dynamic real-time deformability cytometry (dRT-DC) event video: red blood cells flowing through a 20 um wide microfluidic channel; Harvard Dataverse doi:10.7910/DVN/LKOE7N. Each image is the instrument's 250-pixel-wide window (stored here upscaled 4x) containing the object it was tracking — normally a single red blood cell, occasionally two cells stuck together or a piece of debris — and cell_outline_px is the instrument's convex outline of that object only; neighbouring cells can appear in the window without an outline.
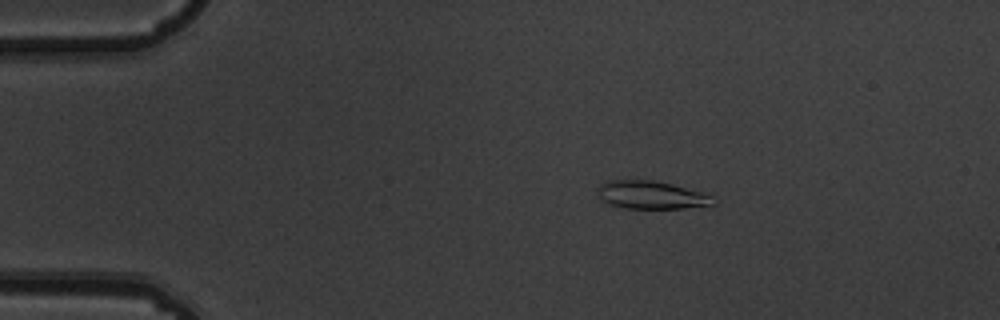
{"species": "common noctule bat (a hibernating species)", "species_latin": "Nyctalus noctula", "temperature_condition": "warm", "stored_images_in_passage": 9, "camera_frame_rate_fps": 3000, "um_per_image_px": 0.085, "animal": {"sex": "male", "body_mass_g": 19.5, "forearm_length_mm": 54.6}, "frame": {"image": 1, "passage_image": 3, "time_ms": 0.667, "image_size_px": [1000, 320], "cell_outline_px": [[720, 200], [716, 204], [684, 208], [624, 208], [600, 200], [596, 196], [596, 188], [600, 184], [608, 180], [652, 180], [672, 184], [704, 192]], "centroid_in_image_um": [55.37, 16.57], "position_along_channel_um": 29.6, "area_um2": 19.19}}
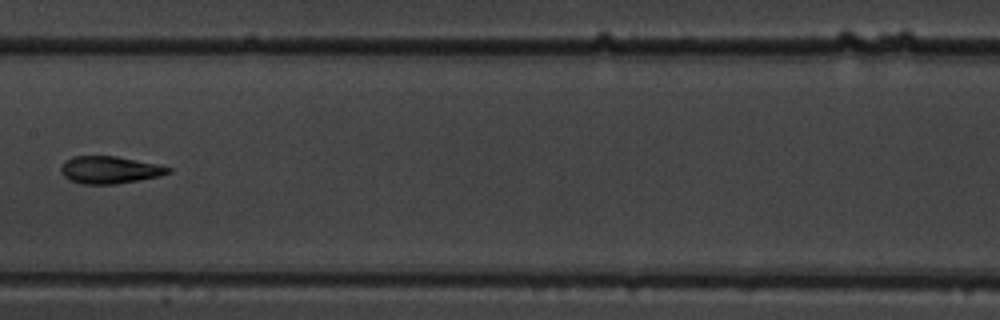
{"frame": {"image": 2, "passage_image": 8, "time_ms": 2.333, "image_size_px": [1000, 320], "cell_outline_px": [[172, 172], [160, 176], [140, 180], [116, 184], [80, 184], [68, 180], [60, 172], [60, 168], [64, 160], [72, 156], [116, 156], [156, 164], [172, 168]], "centroid_in_image_um": [9.29, 14.44], "position_along_channel_um": 198.1, "area_um2": 17.28}}
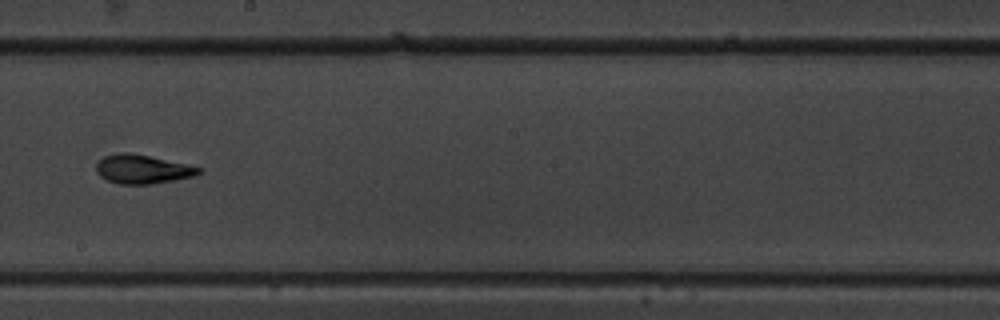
{"frame": {"image": 3, "passage_image": 9, "time_ms": 2.667, "image_size_px": [1000, 320], "cell_outline_px": [[204, 168], [200, 172], [192, 176], [172, 180], [148, 184], [120, 184], [108, 180], [100, 176], [96, 172], [96, 164], [104, 156], [120, 152], [128, 152], [188, 164]], "centroid_in_image_um": [12.09, 14.37], "position_along_channel_um": 236.1, "area_um2": 17.05}}